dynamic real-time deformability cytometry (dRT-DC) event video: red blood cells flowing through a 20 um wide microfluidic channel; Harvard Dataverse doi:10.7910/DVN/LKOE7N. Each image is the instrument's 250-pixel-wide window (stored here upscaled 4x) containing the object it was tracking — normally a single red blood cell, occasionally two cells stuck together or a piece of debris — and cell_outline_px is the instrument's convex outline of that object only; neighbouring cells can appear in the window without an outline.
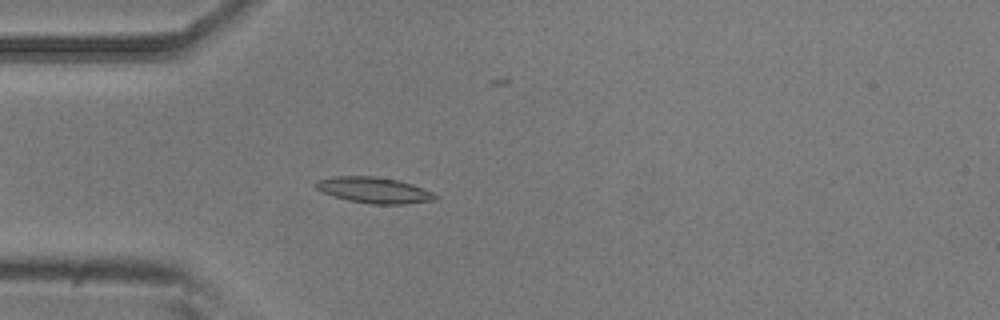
{"species": "common noctule bat (a hibernating species)", "species_latin": "Nyctalus noctula", "temperature_condition": "room temperature", "stored_images_in_passage": 17, "camera_frame_rate_fps": 3000, "um_per_image_px": 0.085, "animal": {"sex": "male", "body_mass_g": 20.5, "forearm_length_mm": 52.5}, "frame": {"image": 1, "passage_image": 3, "time_ms": 0.667, "image_size_px": [1000, 320], "cell_outline_px": [[440, 196], [436, 200], [404, 204], [372, 204], [348, 200], [332, 196], [320, 192], [316, 188], [316, 180], [332, 176], [376, 176], [396, 180], [412, 184], [432, 192]], "centroid_in_image_um": [31.78, 16.16], "position_along_channel_um": 53.2, "area_um2": 18.15}}
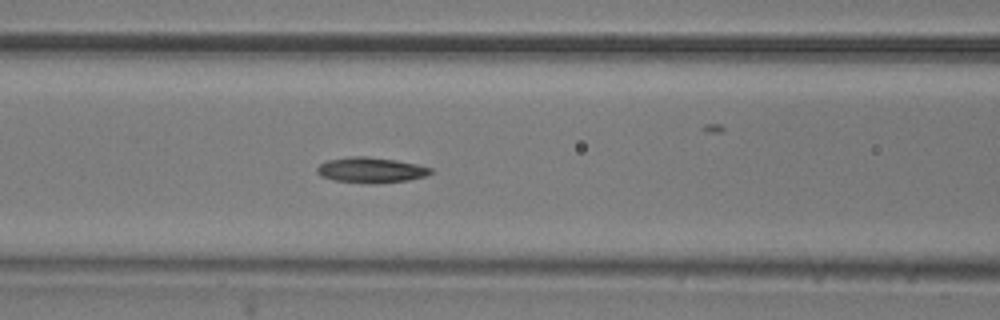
{"frame": {"image": 2, "passage_image": 10, "time_ms": 3.0, "image_size_px": [1000, 320], "cell_outline_px": [[432, 172], [424, 176], [408, 180], [332, 180], [320, 176], [316, 172], [316, 168], [320, 164], [328, 160], [352, 156], [364, 156], [396, 160], [416, 164], [432, 168]], "centroid_in_image_um": [31.49, 14.39], "position_along_channel_um": 135.1, "area_um2": 15.72}}
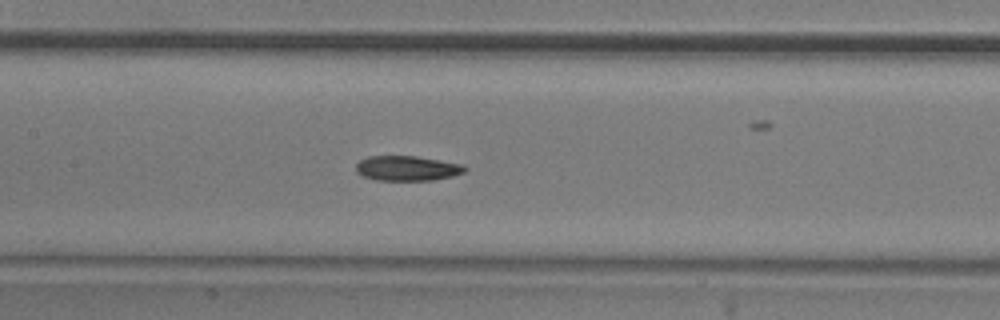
{"frame": {"image": 3, "passage_image": 13, "time_ms": 4.0, "image_size_px": [1000, 320], "cell_outline_px": [[468, 168], [464, 172], [452, 176], [432, 180], [376, 180], [364, 176], [356, 172], [356, 164], [360, 160], [368, 156], [416, 156], [464, 164]], "centroid_in_image_um": [34.62, 14.3], "position_along_channel_um": 172.8, "area_um2": 15.84}}